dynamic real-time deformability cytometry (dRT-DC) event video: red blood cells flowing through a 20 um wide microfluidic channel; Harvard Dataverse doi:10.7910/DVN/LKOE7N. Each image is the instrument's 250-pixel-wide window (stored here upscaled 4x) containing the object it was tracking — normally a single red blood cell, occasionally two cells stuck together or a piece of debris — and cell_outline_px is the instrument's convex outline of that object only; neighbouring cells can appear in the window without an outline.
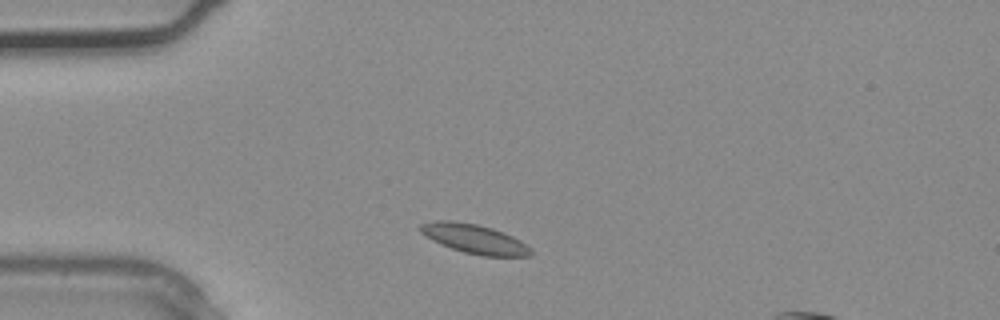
{"species": "common noctule bat (a hibernating species)", "species_latin": "Nyctalus noctula", "temperature_condition": "warm", "stored_images_in_passage": 3, "segment_of_instrument_passage": [1, 2], "camera_frame_rate_fps": 3000, "um_per_image_px": 0.085, "animal": {"sex": "male", "body_mass_g": 20.4}, "frame": {"image": 1, "passage_image": 2, "time_ms": 0.333, "image_size_px": [1000, 320], "cell_outline_px": [[532, 252], [528, 256], [480, 256], [464, 252], [440, 244], [424, 236], [420, 232], [420, 224], [432, 220], [452, 220], [476, 224], [492, 228], [504, 232], [520, 240], [532, 248]], "centroid_in_image_um": [40.3, 20.29], "position_along_channel_um": 44.7, "area_um2": 18.96}}